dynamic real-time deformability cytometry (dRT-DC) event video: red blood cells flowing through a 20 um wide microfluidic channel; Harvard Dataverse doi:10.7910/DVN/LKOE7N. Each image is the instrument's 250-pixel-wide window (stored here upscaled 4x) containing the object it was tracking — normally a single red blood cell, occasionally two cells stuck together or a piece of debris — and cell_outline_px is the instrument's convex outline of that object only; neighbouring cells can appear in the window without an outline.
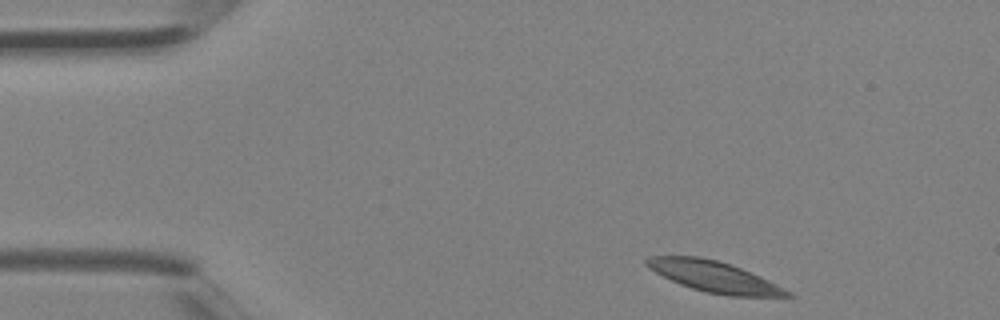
{"species": "Egyptian fruit bat (a non-hibernating species)", "species_latin": "Rousettus aegyptiacus", "temperature_condition": "room temperature", "stored_images_in_passage": 4, "camera_frame_rate_fps": 3000, "um_per_image_px": 0.085, "animal": {"sex": "female"}, "frame": {"image": 1, "passage_image": 1, "time_ms": 0.0, "image_size_px": [1000, 320], "cell_outline_px": [[796, 296], [728, 296], [708, 292], [692, 288], [680, 284], [648, 268], [644, 264], [644, 260], [648, 256], [700, 256], [716, 260], [740, 268], [760, 276], [792, 292]], "centroid_in_image_um": [60.68, 23.51], "position_along_channel_um": 24.3, "area_um2": 25.03}}
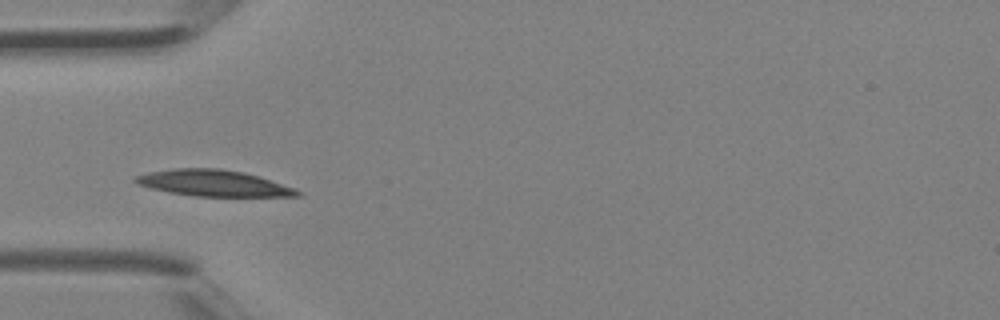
{"frame": {"image": 2, "passage_image": 3, "time_ms": 0.667, "image_size_px": [1000, 320], "cell_outline_px": [[304, 196], [196, 196], [168, 192], [136, 184], [132, 180], [136, 176], [148, 172], [176, 168], [220, 168], [244, 172], [296, 188], [304, 192]], "centroid_in_image_um": [18.17, 15.57], "position_along_channel_um": 66.8, "area_um2": 24.8}}
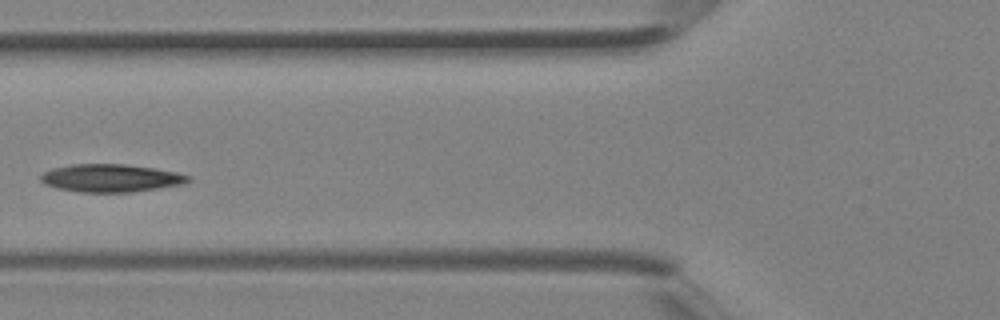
{"frame": {"image": 3, "passage_image": 4, "time_ms": 1.0, "image_size_px": [1000, 320], "cell_outline_px": [[192, 176], [184, 184], [132, 192], [80, 192], [56, 188], [44, 184], [40, 180], [40, 176], [44, 172], [52, 168], [72, 164], [124, 164], [152, 168], [176, 172]], "centroid_in_image_um": [9.39, 15.14], "position_along_channel_um": 116.4, "area_um2": 23.87}}